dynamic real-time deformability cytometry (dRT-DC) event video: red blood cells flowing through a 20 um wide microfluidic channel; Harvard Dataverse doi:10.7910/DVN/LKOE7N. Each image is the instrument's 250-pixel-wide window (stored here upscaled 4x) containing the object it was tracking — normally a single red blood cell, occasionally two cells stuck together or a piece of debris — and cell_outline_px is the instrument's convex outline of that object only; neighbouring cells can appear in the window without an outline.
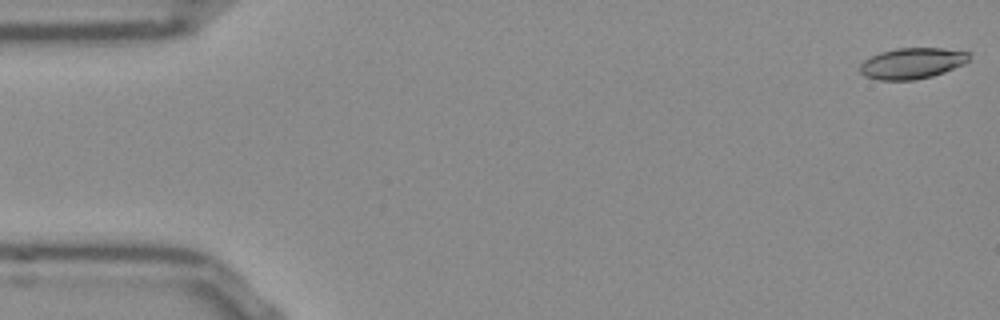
{"species": "Egyptian fruit bat (a non-hibernating species)", "species_latin": "Rousettus aegyptiacus", "temperature_condition": "room temperature", "stored_images_in_passage": 52, "camera_frame_rate_fps": 3000, "um_per_image_px": 0.085, "frame": {"image": 1, "passage_image": 1, "time_ms": 0.0, "image_size_px": [1000, 320], "cell_outline_px": [[972, 52], [968, 60], [964, 64], [944, 72], [932, 76], [916, 80], [876, 80], [864, 76], [860, 72], [860, 64], [864, 60], [880, 52], [896, 48], [944, 48]], "centroid_in_image_um": [77.54, 5.38], "position_along_channel_um": 7.5, "area_um2": 19.88}}
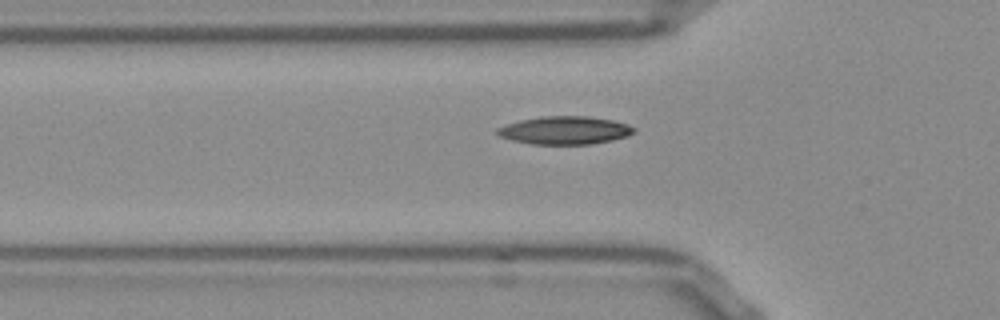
{"frame": {"image": 2, "passage_image": 17, "time_ms": 5.333, "image_size_px": [1000, 320], "cell_outline_px": [[636, 132], [628, 136], [612, 140], [592, 144], [532, 144], [512, 140], [500, 136], [496, 132], [496, 128], [520, 120], [540, 116], [588, 116], [612, 120], [628, 124], [636, 128]], "centroid_in_image_um": [48.04, 11.07], "position_along_channel_um": 77.8, "area_um2": 22.37}}
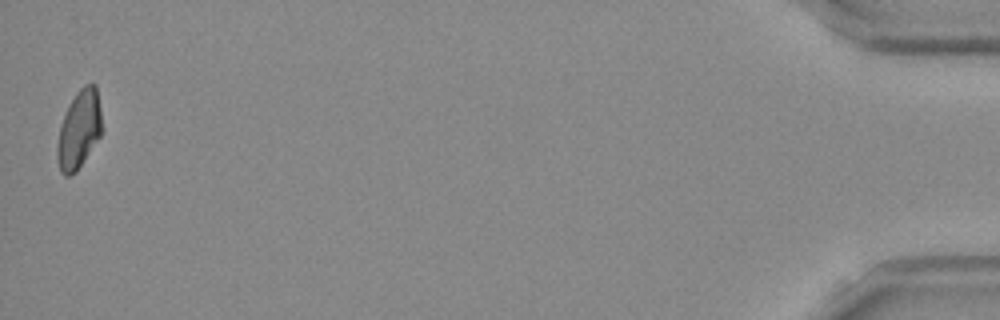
{"frame": {"image": 3, "passage_image": 52, "time_ms": 17.0, "image_size_px": [1000, 320], "cell_outline_px": [[100, 136], [76, 172], [68, 176], [64, 176], [60, 172], [56, 156], [56, 148], [60, 124], [68, 104], [76, 92], [84, 84], [96, 84], [100, 108]], "centroid_in_image_um": [6.68, 11.01], "position_along_channel_um": 428.5, "area_um2": 20.29}, "authors_computed_cell_mechanics": {"area_um2": 20.4901, "velocity_mm_per_s": 3.8451, "shape_relaxation_time_tau1_ms": 6.3603, "shape_relaxation_time_tau2_ms": null, "deformation_change_tau1": 0.1585, "deformation_change_tau2": null}}